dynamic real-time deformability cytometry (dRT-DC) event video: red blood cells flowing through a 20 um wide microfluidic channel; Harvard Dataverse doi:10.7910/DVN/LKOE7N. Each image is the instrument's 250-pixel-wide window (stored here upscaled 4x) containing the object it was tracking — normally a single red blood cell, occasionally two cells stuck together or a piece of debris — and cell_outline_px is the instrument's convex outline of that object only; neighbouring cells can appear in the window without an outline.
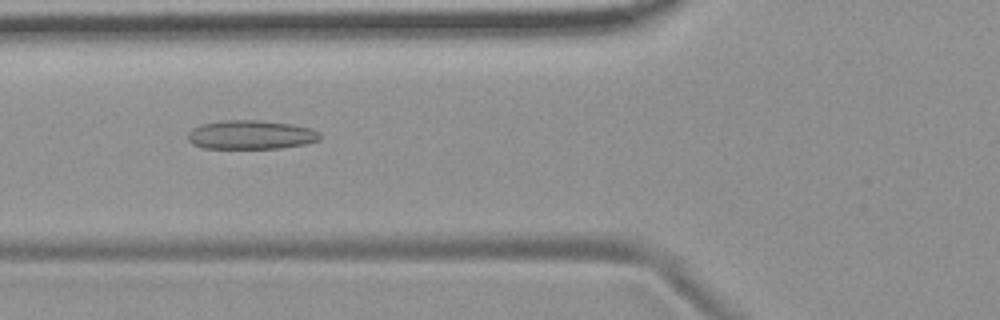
{"species": "common noctule bat (a hibernating species)", "species_latin": "Nyctalus noctula", "temperature_condition": "room temperature", "stored_images_in_passage": 31, "camera_frame_rate_fps": 3000, "um_per_image_px": 0.085, "animal": {"sex": "female", "body_mass_g": 19.9}, "frame": {"image": 1, "passage_image": 5, "time_ms": 1.333, "image_size_px": [1000, 320], "cell_outline_px": [[320, 140], [304, 144], [280, 148], [204, 148], [192, 144], [188, 140], [188, 132], [192, 128], [200, 124], [220, 120], [256, 120], [292, 124], [312, 128], [320, 132]], "centroid_in_image_um": [21.31, 11.45], "position_along_channel_um": 104.5, "area_um2": 22.43}}
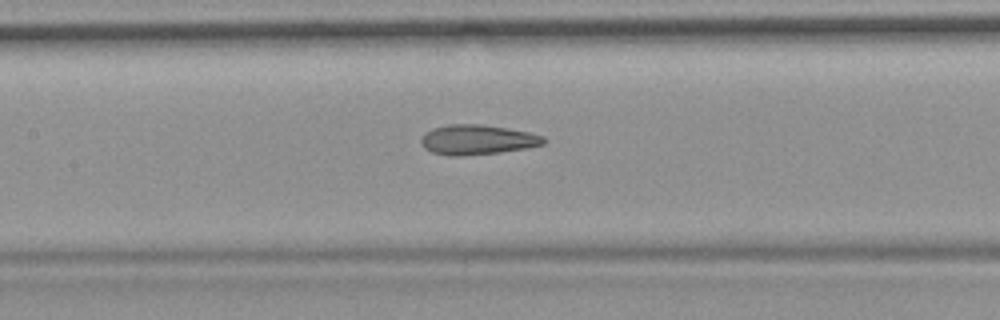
{"frame": {"image": 2, "passage_image": 10, "time_ms": 3.0, "image_size_px": [1000, 320], "cell_outline_px": [[548, 140], [544, 144], [528, 148], [500, 152], [460, 156], [448, 156], [432, 152], [424, 148], [420, 140], [432, 128], [448, 124], [480, 124], [508, 128], [528, 132], [544, 136]], "centroid_in_image_um": [40.61, 11.88], "position_along_channel_um": 166.8, "area_um2": 21.39}, "authors_computed_cell_mechanics": {"area_um2": 20.9236, "velocity_mm_per_s": 3.7137, "shape_relaxation_time_tau1_ms": null, "shape_relaxation_time_tau2_ms": 3.0174, "deformation_change_tau1": null, "deformation_change_tau2": 0.1206}}